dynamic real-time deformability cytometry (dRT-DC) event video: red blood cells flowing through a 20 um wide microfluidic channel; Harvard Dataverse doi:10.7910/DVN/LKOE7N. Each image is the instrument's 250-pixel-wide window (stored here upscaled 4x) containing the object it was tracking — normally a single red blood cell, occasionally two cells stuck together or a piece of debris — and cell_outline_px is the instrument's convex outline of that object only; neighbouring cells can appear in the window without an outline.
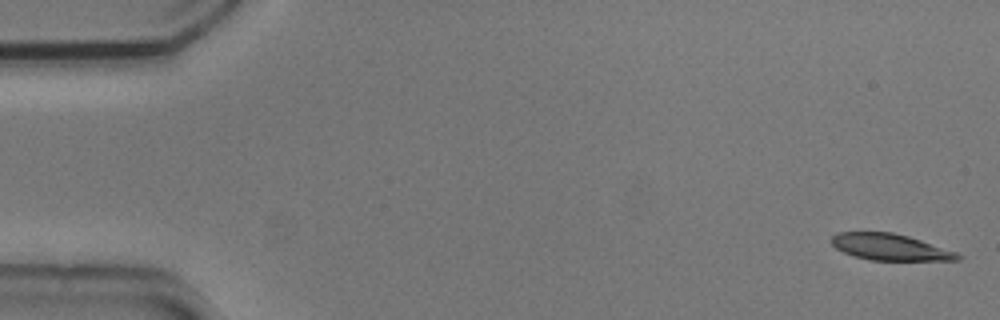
{"species": "common noctule bat (a hibernating species)", "species_latin": "Nyctalus noctula", "temperature_condition": "cold", "stored_images_in_passage": 54, "camera_frame_rate_fps": 3000, "um_per_image_px": 0.085, "animal": {"sex": "male", "body_mass_g": 20.5, "forearm_length_mm": 52.5}, "frame": {"image": 1, "passage_image": 1, "time_ms": 0.0, "image_size_px": [1000, 320], "cell_outline_px": [[964, 256], [960, 260], [872, 260], [856, 256], [844, 252], [836, 248], [832, 244], [832, 236], [836, 232], [892, 232], [908, 236], [956, 252]], "centroid_in_image_um": [75.66, 21.0], "position_along_channel_um": 9.3, "area_um2": 19.19}}
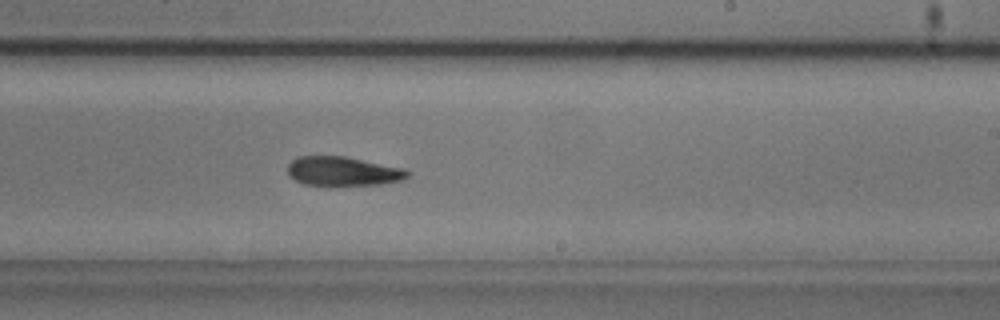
{"frame": {"image": 2, "passage_image": 32, "time_ms": 10.333, "image_size_px": [1000, 320], "cell_outline_px": [[408, 176], [404, 180], [380, 184], [328, 188], [304, 184], [288, 176], [288, 164], [296, 156], [344, 156], [404, 168], [408, 172]], "centroid_in_image_um": [29.11, 14.6], "position_along_channel_um": 259.9, "area_um2": 21.15}}
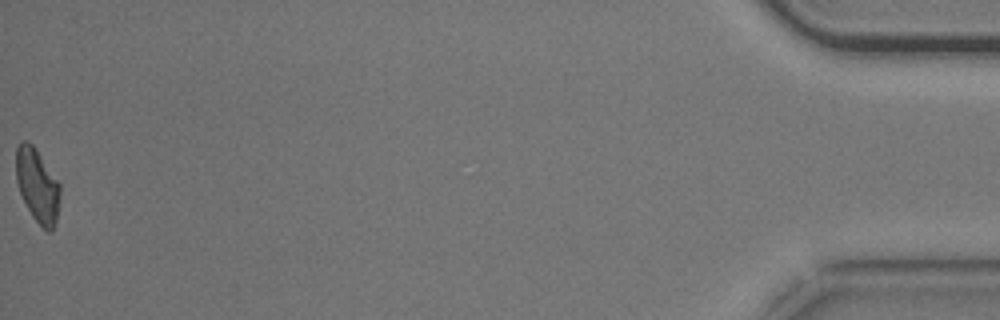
{"frame": {"image": 3, "passage_image": 54, "time_ms": 17.667, "image_size_px": [1000, 320], "cell_outline_px": [[60, 196], [56, 220], [52, 232], [48, 232], [32, 216], [20, 192], [16, 180], [16, 148], [20, 140], [28, 140], [36, 148], [60, 184]], "centroid_in_image_um": [3.17, 15.72], "position_along_channel_um": 432.0, "area_um2": 18.84}, "authors_computed_cell_mechanics": {"area_um2": 20.8369, "velocity_mm_per_s": 3.7065, "shape_relaxation_time_tau1_ms": 2.5684, "shape_relaxation_time_tau2_ms": null, "deformation_change_tau1": 0.1133, "deformation_change_tau2": null}}